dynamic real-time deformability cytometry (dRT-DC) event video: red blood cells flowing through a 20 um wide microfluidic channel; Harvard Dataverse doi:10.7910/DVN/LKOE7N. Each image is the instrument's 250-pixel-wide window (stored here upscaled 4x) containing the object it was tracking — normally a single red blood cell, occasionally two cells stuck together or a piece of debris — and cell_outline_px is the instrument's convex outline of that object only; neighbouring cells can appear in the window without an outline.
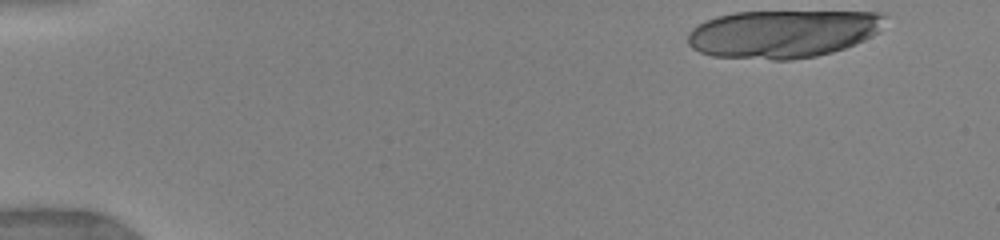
{"species": "human", "species_latin": "Homo sapiens", "temperature_condition": "warm", "stored_images_in_passage": 18, "camera_frame_rate_fps": 3000, "um_per_image_px": 0.085, "donor": {"sex": "female"}, "frame": {"image": 1, "passage_image": 1, "time_ms": 0.0, "image_size_px": [1000, 240], "cell_outline_px": [[888, 16], [880, 32], [864, 40], [844, 48], [832, 52], [816, 56], [792, 60], [772, 60], [712, 56], [700, 52], [692, 48], [688, 44], [688, 32], [692, 28], [716, 16], [732, 12], [884, 12]], "centroid_in_image_um": [66.57, 2.87], "position_along_channel_um": 18.4, "area_um2": 55.37}}